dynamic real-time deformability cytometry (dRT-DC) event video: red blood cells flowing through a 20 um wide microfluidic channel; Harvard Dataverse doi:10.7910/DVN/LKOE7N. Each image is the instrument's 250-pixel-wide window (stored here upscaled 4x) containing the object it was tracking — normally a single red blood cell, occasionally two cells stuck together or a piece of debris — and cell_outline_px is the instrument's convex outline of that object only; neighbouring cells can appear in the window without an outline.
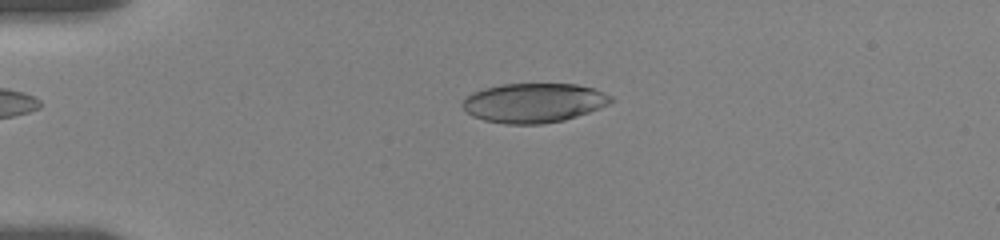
{"species": "human", "species_latin": "Homo sapiens", "temperature_condition": "room temperature", "stored_images_in_passage": 12, "camera_frame_rate_fps": 3000, "um_per_image_px": 0.085, "donor": {"sex": "female"}, "frame": {"image": 1, "passage_image": 6, "time_ms": 4.333, "image_size_px": [1000, 240], "cell_outline_px": [[616, 100], [600, 108], [564, 120], [544, 124], [504, 124], [484, 120], [472, 116], [460, 104], [472, 92], [484, 88], [504, 84], [576, 84], [592, 88], [604, 92], [612, 96]], "centroid_in_image_um": [45.38, 8.74], "position_along_channel_um": 39.6, "area_um2": 34.1}}
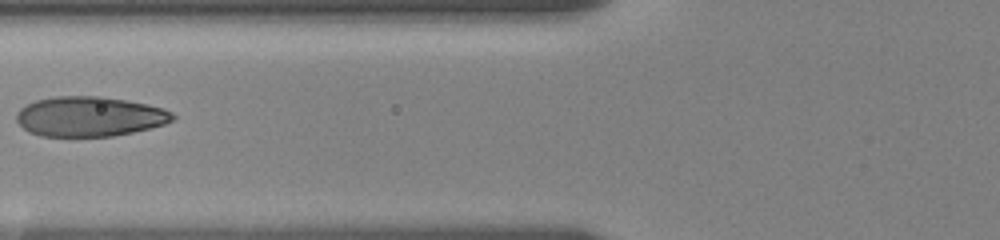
{"frame": {"image": 2, "passage_image": 10, "time_ms": 7.667, "image_size_px": [1000, 240], "cell_outline_px": [[176, 116], [172, 120], [164, 124], [132, 132], [112, 136], [40, 136], [28, 132], [16, 120], [16, 112], [20, 108], [36, 100], [52, 96], [100, 96], [148, 104], [164, 108], [172, 112]], "centroid_in_image_um": [7.59, 9.9], "position_along_channel_um": 118.2, "area_um2": 36.3}}
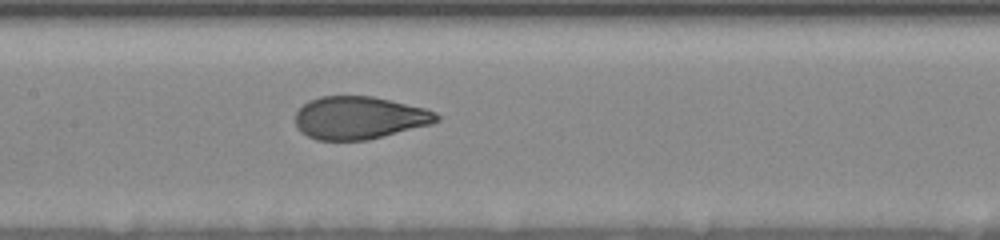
{"frame": {"image": 3, "passage_image": 12, "time_ms": 9.333, "image_size_px": [1000, 240], "cell_outline_px": [[440, 120], [432, 124], [368, 140], [316, 140], [300, 132], [296, 124], [296, 112], [308, 100], [320, 96], [372, 96], [424, 108], [436, 112], [440, 116]], "centroid_in_image_um": [30.54, 10.01], "position_along_channel_um": 176.9, "area_um2": 35.2}}